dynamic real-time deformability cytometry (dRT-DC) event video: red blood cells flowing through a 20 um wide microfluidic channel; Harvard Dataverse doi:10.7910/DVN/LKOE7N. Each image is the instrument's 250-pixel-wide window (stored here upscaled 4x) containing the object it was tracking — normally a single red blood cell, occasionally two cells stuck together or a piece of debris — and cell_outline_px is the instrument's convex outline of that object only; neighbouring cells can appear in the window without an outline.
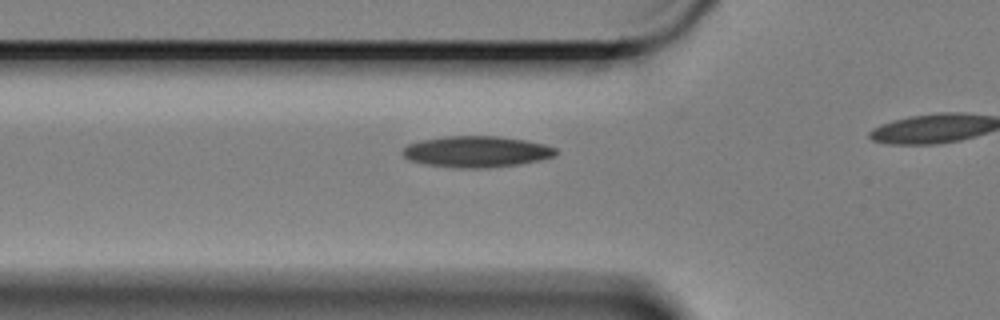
{"species": "Egyptian fruit bat (a non-hibernating species)", "species_latin": "Rousettus aegyptiacus", "temperature_condition": "cold", "stored_images_in_passage": 24, "camera_frame_rate_fps": 3000, "um_per_image_px": 0.085, "animal": {"sex": "female"}, "frame": {"image": 1, "passage_image": 15, "time_ms": 4.667, "image_size_px": [1000, 320], "cell_outline_px": [[560, 152], [552, 156], [540, 160], [520, 164], [488, 168], [460, 168], [424, 164], [408, 160], [400, 152], [408, 144], [420, 140], [444, 136], [500, 136], [524, 140], [544, 144], [556, 148]], "centroid_in_image_um": [40.49, 12.89], "position_along_channel_um": 85.3, "area_um2": 28.03}}
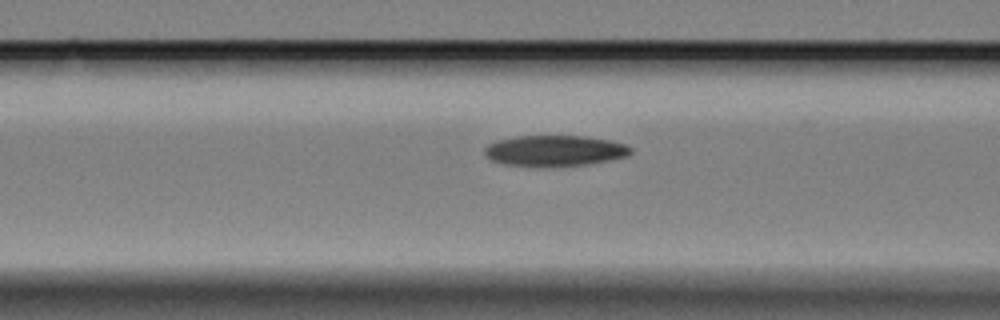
{"frame": {"image": 2, "passage_image": 18, "time_ms": 5.667, "image_size_px": [1000, 320], "cell_outline_px": [[632, 152], [628, 156], [588, 164], [504, 164], [492, 160], [484, 156], [484, 148], [488, 144], [496, 140], [516, 136], [584, 136], [608, 140], [624, 144], [632, 148]], "centroid_in_image_um": [47.14, 12.77], "position_along_channel_um": 119.5, "area_um2": 25.43}}
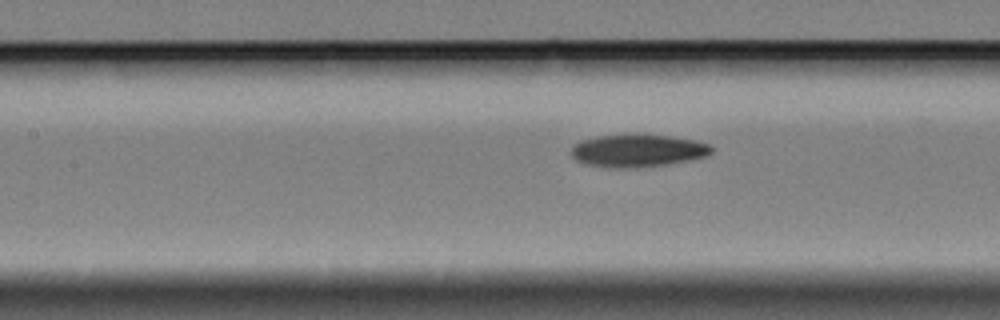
{"frame": {"image": 3, "passage_image": 21, "time_ms": 6.667, "image_size_px": [1000, 320], "cell_outline_px": [[712, 152], [704, 156], [688, 160], [668, 164], [636, 168], [608, 168], [588, 164], [576, 160], [572, 156], [572, 144], [580, 140], [596, 136], [668, 136], [696, 140], [708, 144], [712, 148]], "centroid_in_image_um": [54.17, 12.83], "position_along_channel_um": 153.2, "area_um2": 26.18}}